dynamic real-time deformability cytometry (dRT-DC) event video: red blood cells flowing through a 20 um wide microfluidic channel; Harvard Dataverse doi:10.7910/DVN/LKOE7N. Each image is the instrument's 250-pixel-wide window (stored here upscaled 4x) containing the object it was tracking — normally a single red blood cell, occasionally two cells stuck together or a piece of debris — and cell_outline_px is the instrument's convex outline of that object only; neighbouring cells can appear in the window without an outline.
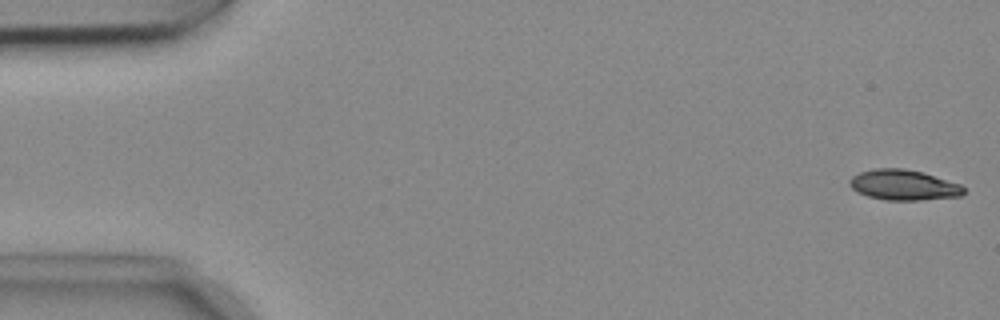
{"species": "common noctule bat (a hibernating species)", "species_latin": "Nyctalus noctula", "temperature_condition": "cold", "stored_images_in_passage": 53, "camera_frame_rate_fps": 3000, "um_per_image_px": 0.085, "animal": {"sex": "female", "body_mass_g": 18.4}, "frame": {"image": 1, "passage_image": 1, "time_ms": 0.0, "image_size_px": [1000, 320], "cell_outline_px": [[964, 192], [960, 196], [920, 200], [884, 200], [868, 196], [852, 188], [848, 184], [848, 180], [852, 176], [860, 172], [876, 168], [904, 168], [924, 172], [960, 184], [964, 188]], "centroid_in_image_um": [76.79, 15.71], "position_along_channel_um": 8.2, "area_um2": 20.23}}
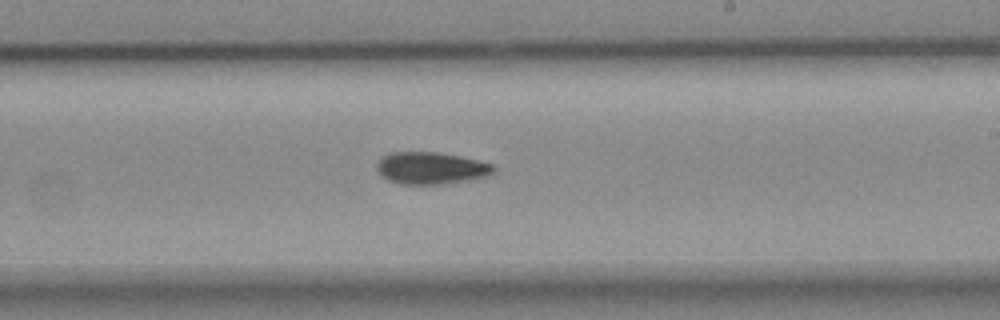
{"frame": {"image": 2, "passage_image": 31, "time_ms": 10.0, "image_size_px": [1000, 320], "cell_outline_px": [[496, 168], [488, 176], [468, 180], [440, 184], [400, 184], [388, 180], [376, 168], [376, 164], [384, 156], [392, 152], [436, 152], [460, 156], [492, 164]], "centroid_in_image_um": [36.64, 14.29], "position_along_channel_um": 252.4, "area_um2": 21.56}}
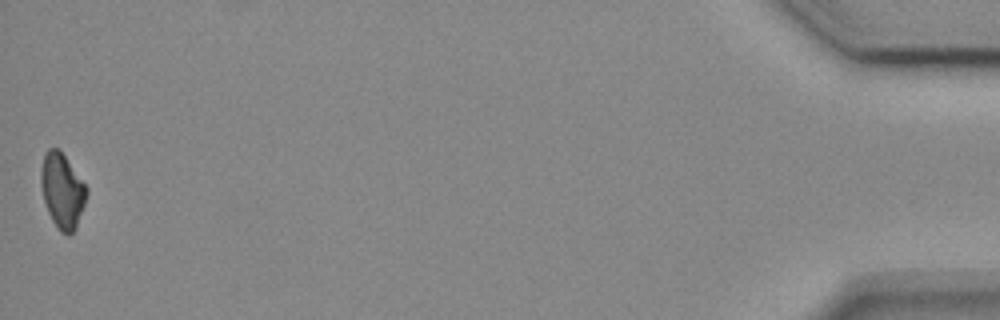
{"frame": {"image": 3, "passage_image": 53, "time_ms": 17.333, "image_size_px": [1000, 320], "cell_outline_px": [[88, 192], [76, 228], [68, 236], [60, 232], [52, 220], [48, 212], [44, 200], [40, 184], [40, 172], [44, 152], [48, 148], [60, 148], [88, 188]], "centroid_in_image_um": [5.28, 16.18], "position_along_channel_um": 429.9, "area_um2": 20.11}, "authors_computed_cell_mechanics": {"area_um2": 21.2704, "velocity_mm_per_s": 3.739, "shape_relaxation_time_tau1_ms": 4.377, "shape_relaxation_time_tau2_ms": null, "deformation_change_tau1": 0.1247, "deformation_change_tau2": null}}